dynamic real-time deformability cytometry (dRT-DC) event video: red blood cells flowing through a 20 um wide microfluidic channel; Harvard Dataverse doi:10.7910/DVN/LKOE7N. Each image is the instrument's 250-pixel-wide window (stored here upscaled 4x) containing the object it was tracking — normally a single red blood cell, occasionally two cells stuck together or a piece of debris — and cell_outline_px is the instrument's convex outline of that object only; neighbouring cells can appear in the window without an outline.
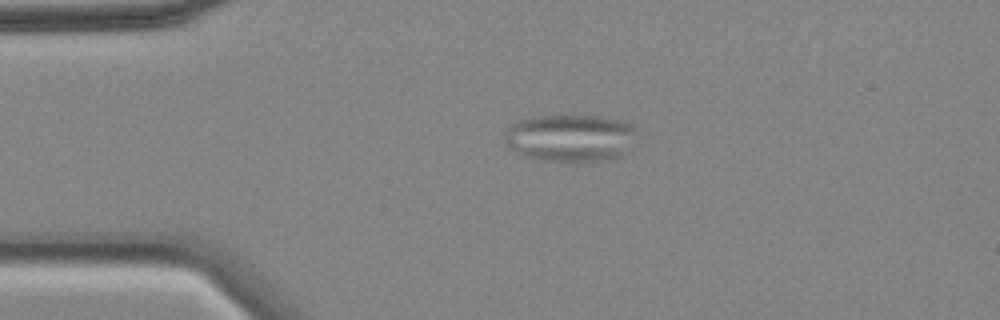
{"species": "common noctule bat (a hibernating species)", "species_latin": "Nyctalus noctula", "temperature_condition": "cold", "stored_images_in_passage": 45, "camera_frame_rate_fps": 3000, "um_per_image_px": 0.085, "animal": {"sex": "female", "body_mass_g": 18.4}, "frame": {"image": 1, "passage_image": 1, "time_ms": 0.0, "image_size_px": [1000, 320], "cell_outline_px": [[636, 132], [624, 156], [608, 160], [540, 160], [516, 152], [508, 148], [504, 144], [504, 132], [512, 124], [520, 120], [536, 116], [600, 116], [628, 120], [636, 128]], "centroid_in_image_um": [48.49, 11.7], "position_along_channel_um": 36.5, "area_um2": 36.53}}
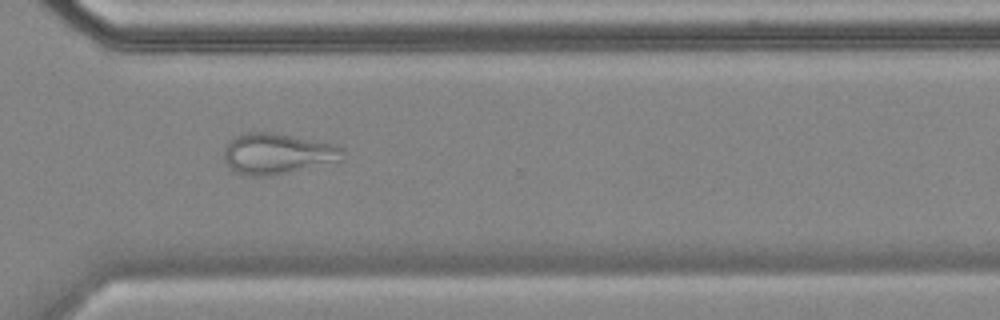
{"frame": {"image": 2, "passage_image": 30, "time_ms": 9.667, "image_size_px": [1000, 320], "cell_outline_px": [[344, 160], [288, 172], [268, 176], [248, 176], [236, 172], [224, 160], [224, 148], [232, 136], [248, 132], [276, 132], [332, 144], [344, 148]], "centroid_in_image_um": [23.57, 13.05], "position_along_channel_um": 347.0, "area_um2": 28.32}}
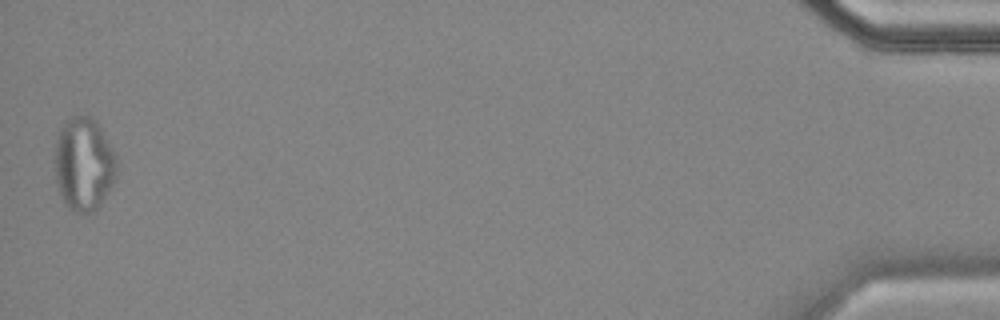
{"frame": {"image": 3, "passage_image": 45, "time_ms": 14.667, "image_size_px": [1000, 320], "cell_outline_px": [[116, 180], [100, 204], [92, 212], [72, 212], [64, 204], [56, 180], [56, 140], [60, 128], [64, 120], [72, 116], [88, 116], [96, 120], [112, 148], [116, 156]], "centroid_in_image_um": [7.13, 13.94], "position_along_channel_um": 428.1, "area_um2": 33.58}, "authors_computed_cell_mechanics": {"area_um2": 29.4202, "velocity_mm_per_s": 3.5227, "shape_relaxation_time_tau1_ms": null, "shape_relaxation_time_tau2_ms": 2.7866, "deformation_change_tau1": null, "deformation_change_tau2": 0.0983}}